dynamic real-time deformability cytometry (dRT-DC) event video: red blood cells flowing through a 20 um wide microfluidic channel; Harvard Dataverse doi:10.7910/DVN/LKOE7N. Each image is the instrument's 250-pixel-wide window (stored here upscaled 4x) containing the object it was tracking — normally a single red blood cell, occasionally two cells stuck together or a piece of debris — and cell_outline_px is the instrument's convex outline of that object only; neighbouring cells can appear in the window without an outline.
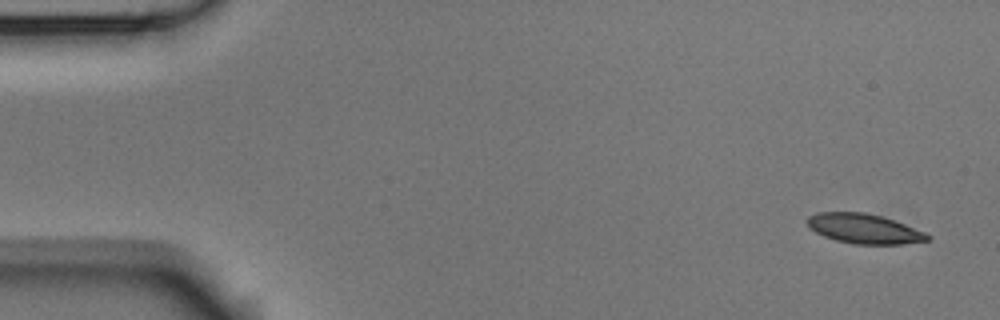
{"species": "Egyptian fruit bat (a non-hibernating species)", "species_latin": "Rousettus aegyptiacus", "temperature_condition": "room temperature", "stored_images_in_passage": 4, "camera_frame_rate_fps": 3000, "um_per_image_px": 0.085, "animal": {"sex": "male"}, "frame": {"image": 1, "passage_image": 1, "time_ms": 0.0, "image_size_px": [1000, 320], "cell_outline_px": [[932, 240], [900, 244], [856, 244], [836, 240], [824, 236], [816, 232], [808, 224], [808, 216], [816, 212], [864, 212], [880, 216], [928, 232], [932, 236]], "centroid_in_image_um": [73.51, 19.44], "position_along_channel_um": 11.5, "area_um2": 20.75}}
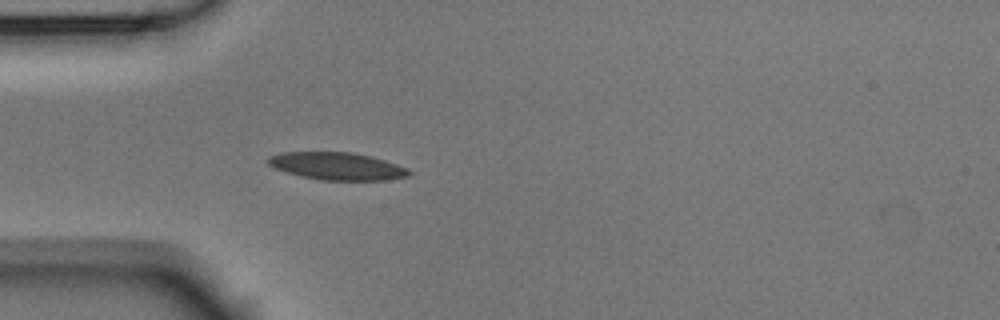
{"frame": {"image": 2, "passage_image": 4, "time_ms": 1.0, "image_size_px": [1000, 320], "cell_outline_px": [[412, 172], [408, 176], [384, 180], [324, 180], [300, 176], [276, 168], [268, 164], [264, 160], [268, 156], [280, 152], [352, 152], [372, 156], [408, 168]], "centroid_in_image_um": [28.63, 14.11], "position_along_channel_um": 56.4, "area_um2": 22.6}}